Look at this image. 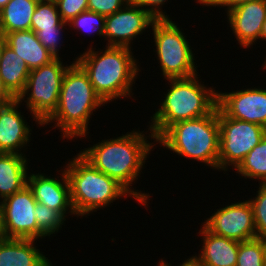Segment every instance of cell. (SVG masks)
<instances>
[{
    "label": "cell",
    "mask_w": 266,
    "mask_h": 266,
    "mask_svg": "<svg viewBox=\"0 0 266 266\" xmlns=\"http://www.w3.org/2000/svg\"><path fill=\"white\" fill-rule=\"evenodd\" d=\"M134 129L119 137L116 135L117 137L102 139L80 150L79 154L94 168L117 180L134 196L140 206L149 210L151 194L136 190V187L134 189L132 184L138 183V178L142 177V170L146 162H149L146 160L157 147L156 139L149 128L146 131Z\"/></svg>",
    "instance_id": "cell-1"
},
{
    "label": "cell",
    "mask_w": 266,
    "mask_h": 266,
    "mask_svg": "<svg viewBox=\"0 0 266 266\" xmlns=\"http://www.w3.org/2000/svg\"><path fill=\"white\" fill-rule=\"evenodd\" d=\"M88 46L72 62H77L88 74L95 93L102 101L108 104L118 99L130 100L133 97V101L136 100L132 87L142 70L133 49L105 46L97 50L93 45Z\"/></svg>",
    "instance_id": "cell-2"
},
{
    "label": "cell",
    "mask_w": 266,
    "mask_h": 266,
    "mask_svg": "<svg viewBox=\"0 0 266 266\" xmlns=\"http://www.w3.org/2000/svg\"><path fill=\"white\" fill-rule=\"evenodd\" d=\"M105 105L95 93L88 74L77 62H71L62 81L57 108L42 127L53 123V130L59 129L62 140L66 138L67 142L86 139L90 118Z\"/></svg>",
    "instance_id": "cell-3"
},
{
    "label": "cell",
    "mask_w": 266,
    "mask_h": 266,
    "mask_svg": "<svg viewBox=\"0 0 266 266\" xmlns=\"http://www.w3.org/2000/svg\"><path fill=\"white\" fill-rule=\"evenodd\" d=\"M198 74L165 80L169 89L147 124L156 140L171 125L206 116L217 107V89L204 84Z\"/></svg>",
    "instance_id": "cell-4"
},
{
    "label": "cell",
    "mask_w": 266,
    "mask_h": 266,
    "mask_svg": "<svg viewBox=\"0 0 266 266\" xmlns=\"http://www.w3.org/2000/svg\"><path fill=\"white\" fill-rule=\"evenodd\" d=\"M65 164L63 168L70 183L71 203L77 219L79 216L88 218L123 197L138 202L117 180L94 168L79 153Z\"/></svg>",
    "instance_id": "cell-5"
},
{
    "label": "cell",
    "mask_w": 266,
    "mask_h": 266,
    "mask_svg": "<svg viewBox=\"0 0 266 266\" xmlns=\"http://www.w3.org/2000/svg\"><path fill=\"white\" fill-rule=\"evenodd\" d=\"M219 140L220 127L216 107L206 116L171 125L156 140V144L181 158L204 163V166L218 171Z\"/></svg>",
    "instance_id": "cell-6"
},
{
    "label": "cell",
    "mask_w": 266,
    "mask_h": 266,
    "mask_svg": "<svg viewBox=\"0 0 266 266\" xmlns=\"http://www.w3.org/2000/svg\"><path fill=\"white\" fill-rule=\"evenodd\" d=\"M151 30L155 46L153 54L157 58L163 80L186 78L198 73L197 56L187 39L188 34L185 35L175 20L156 19Z\"/></svg>",
    "instance_id": "cell-7"
},
{
    "label": "cell",
    "mask_w": 266,
    "mask_h": 266,
    "mask_svg": "<svg viewBox=\"0 0 266 266\" xmlns=\"http://www.w3.org/2000/svg\"><path fill=\"white\" fill-rule=\"evenodd\" d=\"M63 61L61 57L55 58L47 65L30 70L24 91L17 98L30 113L29 117L38 125L37 128L42 127L57 108L62 81L71 65Z\"/></svg>",
    "instance_id": "cell-8"
},
{
    "label": "cell",
    "mask_w": 266,
    "mask_h": 266,
    "mask_svg": "<svg viewBox=\"0 0 266 266\" xmlns=\"http://www.w3.org/2000/svg\"><path fill=\"white\" fill-rule=\"evenodd\" d=\"M220 127L218 172L235 169L244 157L260 143L266 128L226 116L218 108ZM231 167V168H230Z\"/></svg>",
    "instance_id": "cell-9"
},
{
    "label": "cell",
    "mask_w": 266,
    "mask_h": 266,
    "mask_svg": "<svg viewBox=\"0 0 266 266\" xmlns=\"http://www.w3.org/2000/svg\"><path fill=\"white\" fill-rule=\"evenodd\" d=\"M155 20L148 11L126 4L120 10L106 16L102 40L107 41L105 46L133 49L135 39L139 40L146 31L148 33Z\"/></svg>",
    "instance_id": "cell-10"
},
{
    "label": "cell",
    "mask_w": 266,
    "mask_h": 266,
    "mask_svg": "<svg viewBox=\"0 0 266 266\" xmlns=\"http://www.w3.org/2000/svg\"><path fill=\"white\" fill-rule=\"evenodd\" d=\"M36 204L28 185L0 202L7 238L38 240Z\"/></svg>",
    "instance_id": "cell-11"
},
{
    "label": "cell",
    "mask_w": 266,
    "mask_h": 266,
    "mask_svg": "<svg viewBox=\"0 0 266 266\" xmlns=\"http://www.w3.org/2000/svg\"><path fill=\"white\" fill-rule=\"evenodd\" d=\"M217 208L202 224L212 233L238 242L255 239L252 207L247 200L227 203Z\"/></svg>",
    "instance_id": "cell-12"
},
{
    "label": "cell",
    "mask_w": 266,
    "mask_h": 266,
    "mask_svg": "<svg viewBox=\"0 0 266 266\" xmlns=\"http://www.w3.org/2000/svg\"><path fill=\"white\" fill-rule=\"evenodd\" d=\"M217 107L228 117L266 128V88L252 86L229 92L217 90Z\"/></svg>",
    "instance_id": "cell-13"
},
{
    "label": "cell",
    "mask_w": 266,
    "mask_h": 266,
    "mask_svg": "<svg viewBox=\"0 0 266 266\" xmlns=\"http://www.w3.org/2000/svg\"><path fill=\"white\" fill-rule=\"evenodd\" d=\"M61 169L56 170L59 176L54 177H51L49 174L46 175V173H41L40 171L38 173L29 172L27 185L32 190L37 203L58 211L68 220L69 215L72 217L74 215L75 217L77 216L71 203L70 183L66 171L63 168Z\"/></svg>",
    "instance_id": "cell-14"
},
{
    "label": "cell",
    "mask_w": 266,
    "mask_h": 266,
    "mask_svg": "<svg viewBox=\"0 0 266 266\" xmlns=\"http://www.w3.org/2000/svg\"><path fill=\"white\" fill-rule=\"evenodd\" d=\"M21 105L17 99L0 105V153L26 155V150L30 147L33 128L28 125L25 114L19 109Z\"/></svg>",
    "instance_id": "cell-15"
},
{
    "label": "cell",
    "mask_w": 266,
    "mask_h": 266,
    "mask_svg": "<svg viewBox=\"0 0 266 266\" xmlns=\"http://www.w3.org/2000/svg\"><path fill=\"white\" fill-rule=\"evenodd\" d=\"M226 16L239 47L248 49L260 43L262 25L266 19V0L241 4L228 11Z\"/></svg>",
    "instance_id": "cell-16"
},
{
    "label": "cell",
    "mask_w": 266,
    "mask_h": 266,
    "mask_svg": "<svg viewBox=\"0 0 266 266\" xmlns=\"http://www.w3.org/2000/svg\"><path fill=\"white\" fill-rule=\"evenodd\" d=\"M197 233L202 237L200 253L187 258L194 266H236L238 241L216 235L203 224Z\"/></svg>",
    "instance_id": "cell-17"
},
{
    "label": "cell",
    "mask_w": 266,
    "mask_h": 266,
    "mask_svg": "<svg viewBox=\"0 0 266 266\" xmlns=\"http://www.w3.org/2000/svg\"><path fill=\"white\" fill-rule=\"evenodd\" d=\"M37 241L18 238L1 241L0 266H54L51 259L37 248Z\"/></svg>",
    "instance_id": "cell-18"
},
{
    "label": "cell",
    "mask_w": 266,
    "mask_h": 266,
    "mask_svg": "<svg viewBox=\"0 0 266 266\" xmlns=\"http://www.w3.org/2000/svg\"><path fill=\"white\" fill-rule=\"evenodd\" d=\"M4 36L6 45L24 60L30 70L47 65L56 58L41 44L32 30L14 31Z\"/></svg>",
    "instance_id": "cell-19"
},
{
    "label": "cell",
    "mask_w": 266,
    "mask_h": 266,
    "mask_svg": "<svg viewBox=\"0 0 266 266\" xmlns=\"http://www.w3.org/2000/svg\"><path fill=\"white\" fill-rule=\"evenodd\" d=\"M29 164L26 155L0 153V202L27 185Z\"/></svg>",
    "instance_id": "cell-20"
},
{
    "label": "cell",
    "mask_w": 266,
    "mask_h": 266,
    "mask_svg": "<svg viewBox=\"0 0 266 266\" xmlns=\"http://www.w3.org/2000/svg\"><path fill=\"white\" fill-rule=\"evenodd\" d=\"M30 69L24 60L5 45L0 59V77L4 87L17 99L24 91Z\"/></svg>",
    "instance_id": "cell-21"
},
{
    "label": "cell",
    "mask_w": 266,
    "mask_h": 266,
    "mask_svg": "<svg viewBox=\"0 0 266 266\" xmlns=\"http://www.w3.org/2000/svg\"><path fill=\"white\" fill-rule=\"evenodd\" d=\"M39 0H10L0 10V33L31 30V18Z\"/></svg>",
    "instance_id": "cell-22"
},
{
    "label": "cell",
    "mask_w": 266,
    "mask_h": 266,
    "mask_svg": "<svg viewBox=\"0 0 266 266\" xmlns=\"http://www.w3.org/2000/svg\"><path fill=\"white\" fill-rule=\"evenodd\" d=\"M233 170L239 177L266 184V134Z\"/></svg>",
    "instance_id": "cell-23"
},
{
    "label": "cell",
    "mask_w": 266,
    "mask_h": 266,
    "mask_svg": "<svg viewBox=\"0 0 266 266\" xmlns=\"http://www.w3.org/2000/svg\"><path fill=\"white\" fill-rule=\"evenodd\" d=\"M36 220L38 225V239H46L56 236L65 226L67 221L58 211L48 206L37 203L35 206ZM54 234V235H53Z\"/></svg>",
    "instance_id": "cell-24"
},
{
    "label": "cell",
    "mask_w": 266,
    "mask_h": 266,
    "mask_svg": "<svg viewBox=\"0 0 266 266\" xmlns=\"http://www.w3.org/2000/svg\"><path fill=\"white\" fill-rule=\"evenodd\" d=\"M63 22L55 2L39 0L31 18V30L36 33L40 29H54Z\"/></svg>",
    "instance_id": "cell-25"
},
{
    "label": "cell",
    "mask_w": 266,
    "mask_h": 266,
    "mask_svg": "<svg viewBox=\"0 0 266 266\" xmlns=\"http://www.w3.org/2000/svg\"><path fill=\"white\" fill-rule=\"evenodd\" d=\"M105 20L106 16L87 10L70 20L68 29L74 30L76 34L82 32L81 34L90 36L94 33L100 38H104Z\"/></svg>",
    "instance_id": "cell-26"
},
{
    "label": "cell",
    "mask_w": 266,
    "mask_h": 266,
    "mask_svg": "<svg viewBox=\"0 0 266 266\" xmlns=\"http://www.w3.org/2000/svg\"><path fill=\"white\" fill-rule=\"evenodd\" d=\"M266 241L251 239L239 242L236 266H264Z\"/></svg>",
    "instance_id": "cell-27"
},
{
    "label": "cell",
    "mask_w": 266,
    "mask_h": 266,
    "mask_svg": "<svg viewBox=\"0 0 266 266\" xmlns=\"http://www.w3.org/2000/svg\"><path fill=\"white\" fill-rule=\"evenodd\" d=\"M256 192L248 201L253 211L256 237L266 241V184H259Z\"/></svg>",
    "instance_id": "cell-28"
},
{
    "label": "cell",
    "mask_w": 266,
    "mask_h": 266,
    "mask_svg": "<svg viewBox=\"0 0 266 266\" xmlns=\"http://www.w3.org/2000/svg\"><path fill=\"white\" fill-rule=\"evenodd\" d=\"M68 22H63L60 26L54 29H40L36 32L37 38L41 44L49 50L56 58L61 57V49L64 47V29H67ZM62 46V47H61ZM60 53V54H59Z\"/></svg>",
    "instance_id": "cell-29"
},
{
    "label": "cell",
    "mask_w": 266,
    "mask_h": 266,
    "mask_svg": "<svg viewBox=\"0 0 266 266\" xmlns=\"http://www.w3.org/2000/svg\"><path fill=\"white\" fill-rule=\"evenodd\" d=\"M55 3L64 22H69L80 13L88 10L87 0H57Z\"/></svg>",
    "instance_id": "cell-30"
},
{
    "label": "cell",
    "mask_w": 266,
    "mask_h": 266,
    "mask_svg": "<svg viewBox=\"0 0 266 266\" xmlns=\"http://www.w3.org/2000/svg\"><path fill=\"white\" fill-rule=\"evenodd\" d=\"M167 2L169 3L168 0H127V4L148 11L155 19H170V15L162 9Z\"/></svg>",
    "instance_id": "cell-31"
},
{
    "label": "cell",
    "mask_w": 266,
    "mask_h": 266,
    "mask_svg": "<svg viewBox=\"0 0 266 266\" xmlns=\"http://www.w3.org/2000/svg\"><path fill=\"white\" fill-rule=\"evenodd\" d=\"M88 10L103 16H108L120 10L127 0H87Z\"/></svg>",
    "instance_id": "cell-32"
},
{
    "label": "cell",
    "mask_w": 266,
    "mask_h": 266,
    "mask_svg": "<svg viewBox=\"0 0 266 266\" xmlns=\"http://www.w3.org/2000/svg\"><path fill=\"white\" fill-rule=\"evenodd\" d=\"M251 1H257V0H212L206 7H220L226 11H230L231 9L235 8L236 6H239L244 3H248Z\"/></svg>",
    "instance_id": "cell-33"
},
{
    "label": "cell",
    "mask_w": 266,
    "mask_h": 266,
    "mask_svg": "<svg viewBox=\"0 0 266 266\" xmlns=\"http://www.w3.org/2000/svg\"><path fill=\"white\" fill-rule=\"evenodd\" d=\"M15 98L4 87L0 77V105H5L12 102Z\"/></svg>",
    "instance_id": "cell-34"
},
{
    "label": "cell",
    "mask_w": 266,
    "mask_h": 266,
    "mask_svg": "<svg viewBox=\"0 0 266 266\" xmlns=\"http://www.w3.org/2000/svg\"><path fill=\"white\" fill-rule=\"evenodd\" d=\"M164 258L160 259L158 261V264L160 266H174L172 265L170 262L168 263V260H163ZM177 266H194L188 259H184V261H182V263H180L179 265L177 264Z\"/></svg>",
    "instance_id": "cell-35"
},
{
    "label": "cell",
    "mask_w": 266,
    "mask_h": 266,
    "mask_svg": "<svg viewBox=\"0 0 266 266\" xmlns=\"http://www.w3.org/2000/svg\"><path fill=\"white\" fill-rule=\"evenodd\" d=\"M6 238H7V236H6V233H5L2 212H1V209H0V242L5 240Z\"/></svg>",
    "instance_id": "cell-36"
},
{
    "label": "cell",
    "mask_w": 266,
    "mask_h": 266,
    "mask_svg": "<svg viewBox=\"0 0 266 266\" xmlns=\"http://www.w3.org/2000/svg\"><path fill=\"white\" fill-rule=\"evenodd\" d=\"M260 42L262 43V41H266V19L262 25V30H261V33H260Z\"/></svg>",
    "instance_id": "cell-37"
},
{
    "label": "cell",
    "mask_w": 266,
    "mask_h": 266,
    "mask_svg": "<svg viewBox=\"0 0 266 266\" xmlns=\"http://www.w3.org/2000/svg\"><path fill=\"white\" fill-rule=\"evenodd\" d=\"M5 45H6L5 36L0 33V59H1L2 52H3V49H4Z\"/></svg>",
    "instance_id": "cell-38"
},
{
    "label": "cell",
    "mask_w": 266,
    "mask_h": 266,
    "mask_svg": "<svg viewBox=\"0 0 266 266\" xmlns=\"http://www.w3.org/2000/svg\"><path fill=\"white\" fill-rule=\"evenodd\" d=\"M197 4H200V6H203L202 8H204L212 1V0H194Z\"/></svg>",
    "instance_id": "cell-39"
},
{
    "label": "cell",
    "mask_w": 266,
    "mask_h": 266,
    "mask_svg": "<svg viewBox=\"0 0 266 266\" xmlns=\"http://www.w3.org/2000/svg\"><path fill=\"white\" fill-rule=\"evenodd\" d=\"M10 0H0V10L3 9Z\"/></svg>",
    "instance_id": "cell-40"
},
{
    "label": "cell",
    "mask_w": 266,
    "mask_h": 266,
    "mask_svg": "<svg viewBox=\"0 0 266 266\" xmlns=\"http://www.w3.org/2000/svg\"><path fill=\"white\" fill-rule=\"evenodd\" d=\"M259 66H261L262 68L261 69H265L266 70V56H265V59H264V62H263V64L262 65H259Z\"/></svg>",
    "instance_id": "cell-41"
},
{
    "label": "cell",
    "mask_w": 266,
    "mask_h": 266,
    "mask_svg": "<svg viewBox=\"0 0 266 266\" xmlns=\"http://www.w3.org/2000/svg\"><path fill=\"white\" fill-rule=\"evenodd\" d=\"M264 266H266V253H265V261H264Z\"/></svg>",
    "instance_id": "cell-42"
},
{
    "label": "cell",
    "mask_w": 266,
    "mask_h": 266,
    "mask_svg": "<svg viewBox=\"0 0 266 266\" xmlns=\"http://www.w3.org/2000/svg\"><path fill=\"white\" fill-rule=\"evenodd\" d=\"M45 1H51V2H56L57 0H45Z\"/></svg>",
    "instance_id": "cell-43"
}]
</instances>
